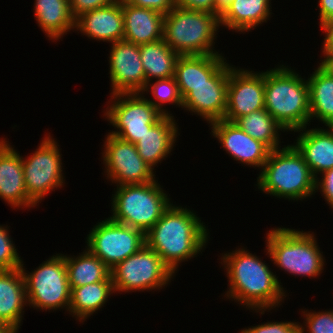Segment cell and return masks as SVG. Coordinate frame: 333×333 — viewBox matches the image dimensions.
<instances>
[{
  "label": "cell",
  "mask_w": 333,
  "mask_h": 333,
  "mask_svg": "<svg viewBox=\"0 0 333 333\" xmlns=\"http://www.w3.org/2000/svg\"><path fill=\"white\" fill-rule=\"evenodd\" d=\"M220 259L229 279V290L225 294L227 299H234L261 315L284 301L286 291L280 285L282 283L261 258L243 247L222 254Z\"/></svg>",
  "instance_id": "obj_1"
},
{
  "label": "cell",
  "mask_w": 333,
  "mask_h": 333,
  "mask_svg": "<svg viewBox=\"0 0 333 333\" xmlns=\"http://www.w3.org/2000/svg\"><path fill=\"white\" fill-rule=\"evenodd\" d=\"M205 223L196 213L173 202L145 233L146 245L154 250L175 274L179 264L197 257L208 242Z\"/></svg>",
  "instance_id": "obj_2"
},
{
  "label": "cell",
  "mask_w": 333,
  "mask_h": 333,
  "mask_svg": "<svg viewBox=\"0 0 333 333\" xmlns=\"http://www.w3.org/2000/svg\"><path fill=\"white\" fill-rule=\"evenodd\" d=\"M264 90L265 109L285 131L300 130L311 122L308 82L291 67L264 71Z\"/></svg>",
  "instance_id": "obj_3"
},
{
  "label": "cell",
  "mask_w": 333,
  "mask_h": 333,
  "mask_svg": "<svg viewBox=\"0 0 333 333\" xmlns=\"http://www.w3.org/2000/svg\"><path fill=\"white\" fill-rule=\"evenodd\" d=\"M315 179L303 155L292 144L270 151L256 186L270 196L302 201L315 194Z\"/></svg>",
  "instance_id": "obj_4"
},
{
  "label": "cell",
  "mask_w": 333,
  "mask_h": 333,
  "mask_svg": "<svg viewBox=\"0 0 333 333\" xmlns=\"http://www.w3.org/2000/svg\"><path fill=\"white\" fill-rule=\"evenodd\" d=\"M220 18L210 12L175 6L163 20V39L180 56L220 54L214 40Z\"/></svg>",
  "instance_id": "obj_5"
},
{
  "label": "cell",
  "mask_w": 333,
  "mask_h": 333,
  "mask_svg": "<svg viewBox=\"0 0 333 333\" xmlns=\"http://www.w3.org/2000/svg\"><path fill=\"white\" fill-rule=\"evenodd\" d=\"M266 235V254L281 270L310 278L324 270L325 258L313 232L277 227Z\"/></svg>",
  "instance_id": "obj_6"
},
{
  "label": "cell",
  "mask_w": 333,
  "mask_h": 333,
  "mask_svg": "<svg viewBox=\"0 0 333 333\" xmlns=\"http://www.w3.org/2000/svg\"><path fill=\"white\" fill-rule=\"evenodd\" d=\"M112 196L114 222L148 232L170 206L168 195L158 180L144 184L119 185Z\"/></svg>",
  "instance_id": "obj_7"
},
{
  "label": "cell",
  "mask_w": 333,
  "mask_h": 333,
  "mask_svg": "<svg viewBox=\"0 0 333 333\" xmlns=\"http://www.w3.org/2000/svg\"><path fill=\"white\" fill-rule=\"evenodd\" d=\"M22 263L28 306L40 310H69L71 288L68 282L64 254L51 256L32 272Z\"/></svg>",
  "instance_id": "obj_8"
},
{
  "label": "cell",
  "mask_w": 333,
  "mask_h": 333,
  "mask_svg": "<svg viewBox=\"0 0 333 333\" xmlns=\"http://www.w3.org/2000/svg\"><path fill=\"white\" fill-rule=\"evenodd\" d=\"M110 272L114 290L118 293L160 290L175 275L146 244L138 252L117 263Z\"/></svg>",
  "instance_id": "obj_9"
},
{
  "label": "cell",
  "mask_w": 333,
  "mask_h": 333,
  "mask_svg": "<svg viewBox=\"0 0 333 333\" xmlns=\"http://www.w3.org/2000/svg\"><path fill=\"white\" fill-rule=\"evenodd\" d=\"M111 99L104 115L117 130L110 134L126 142L136 144L163 116L142 93H117Z\"/></svg>",
  "instance_id": "obj_10"
},
{
  "label": "cell",
  "mask_w": 333,
  "mask_h": 333,
  "mask_svg": "<svg viewBox=\"0 0 333 333\" xmlns=\"http://www.w3.org/2000/svg\"><path fill=\"white\" fill-rule=\"evenodd\" d=\"M47 135L27 159L22 156L27 194L36 205L41 203L47 193L55 191L65 183L59 145L50 133Z\"/></svg>",
  "instance_id": "obj_11"
},
{
  "label": "cell",
  "mask_w": 333,
  "mask_h": 333,
  "mask_svg": "<svg viewBox=\"0 0 333 333\" xmlns=\"http://www.w3.org/2000/svg\"><path fill=\"white\" fill-rule=\"evenodd\" d=\"M86 239V248L109 269L146 244L142 230L114 222L109 217L93 226Z\"/></svg>",
  "instance_id": "obj_12"
},
{
  "label": "cell",
  "mask_w": 333,
  "mask_h": 333,
  "mask_svg": "<svg viewBox=\"0 0 333 333\" xmlns=\"http://www.w3.org/2000/svg\"><path fill=\"white\" fill-rule=\"evenodd\" d=\"M103 144L106 177L116 186L144 184L155 180L153 169L140 157L136 145L108 135Z\"/></svg>",
  "instance_id": "obj_13"
},
{
  "label": "cell",
  "mask_w": 333,
  "mask_h": 333,
  "mask_svg": "<svg viewBox=\"0 0 333 333\" xmlns=\"http://www.w3.org/2000/svg\"><path fill=\"white\" fill-rule=\"evenodd\" d=\"M264 72L230 68L227 87V107L224 120L237 118L265 109Z\"/></svg>",
  "instance_id": "obj_14"
},
{
  "label": "cell",
  "mask_w": 333,
  "mask_h": 333,
  "mask_svg": "<svg viewBox=\"0 0 333 333\" xmlns=\"http://www.w3.org/2000/svg\"><path fill=\"white\" fill-rule=\"evenodd\" d=\"M231 67L226 62L207 83L192 86L182 99V108L202 117L208 124L224 119Z\"/></svg>",
  "instance_id": "obj_15"
},
{
  "label": "cell",
  "mask_w": 333,
  "mask_h": 333,
  "mask_svg": "<svg viewBox=\"0 0 333 333\" xmlns=\"http://www.w3.org/2000/svg\"><path fill=\"white\" fill-rule=\"evenodd\" d=\"M111 95L142 93L146 87L140 45L120 40L111 44L109 56Z\"/></svg>",
  "instance_id": "obj_16"
},
{
  "label": "cell",
  "mask_w": 333,
  "mask_h": 333,
  "mask_svg": "<svg viewBox=\"0 0 333 333\" xmlns=\"http://www.w3.org/2000/svg\"><path fill=\"white\" fill-rule=\"evenodd\" d=\"M211 133L221 143L222 148L238 163L261 169L267 161L270 149L262 142L255 140L234 122L224 119L210 123Z\"/></svg>",
  "instance_id": "obj_17"
},
{
  "label": "cell",
  "mask_w": 333,
  "mask_h": 333,
  "mask_svg": "<svg viewBox=\"0 0 333 333\" xmlns=\"http://www.w3.org/2000/svg\"><path fill=\"white\" fill-rule=\"evenodd\" d=\"M0 198L13 209L36 206L25 187L22 156L3 138L0 139Z\"/></svg>",
  "instance_id": "obj_18"
},
{
  "label": "cell",
  "mask_w": 333,
  "mask_h": 333,
  "mask_svg": "<svg viewBox=\"0 0 333 333\" xmlns=\"http://www.w3.org/2000/svg\"><path fill=\"white\" fill-rule=\"evenodd\" d=\"M75 29L93 40L109 43L123 40L122 0L82 14L75 20Z\"/></svg>",
  "instance_id": "obj_19"
},
{
  "label": "cell",
  "mask_w": 333,
  "mask_h": 333,
  "mask_svg": "<svg viewBox=\"0 0 333 333\" xmlns=\"http://www.w3.org/2000/svg\"><path fill=\"white\" fill-rule=\"evenodd\" d=\"M304 127L293 145L303 155L315 178L333 168V127L326 129ZM318 174V175H317Z\"/></svg>",
  "instance_id": "obj_20"
},
{
  "label": "cell",
  "mask_w": 333,
  "mask_h": 333,
  "mask_svg": "<svg viewBox=\"0 0 333 333\" xmlns=\"http://www.w3.org/2000/svg\"><path fill=\"white\" fill-rule=\"evenodd\" d=\"M178 129L173 115H163L135 144L140 157L153 170L170 155L178 137Z\"/></svg>",
  "instance_id": "obj_21"
},
{
  "label": "cell",
  "mask_w": 333,
  "mask_h": 333,
  "mask_svg": "<svg viewBox=\"0 0 333 333\" xmlns=\"http://www.w3.org/2000/svg\"><path fill=\"white\" fill-rule=\"evenodd\" d=\"M27 306L26 285L21 268L0 270V321L19 329Z\"/></svg>",
  "instance_id": "obj_22"
},
{
  "label": "cell",
  "mask_w": 333,
  "mask_h": 333,
  "mask_svg": "<svg viewBox=\"0 0 333 333\" xmlns=\"http://www.w3.org/2000/svg\"><path fill=\"white\" fill-rule=\"evenodd\" d=\"M122 12L124 16L123 40L141 45L163 38V14L148 8L129 5L123 1Z\"/></svg>",
  "instance_id": "obj_23"
},
{
  "label": "cell",
  "mask_w": 333,
  "mask_h": 333,
  "mask_svg": "<svg viewBox=\"0 0 333 333\" xmlns=\"http://www.w3.org/2000/svg\"><path fill=\"white\" fill-rule=\"evenodd\" d=\"M226 61L221 54L180 56L174 79L182 99L191 91L192 86L207 83Z\"/></svg>",
  "instance_id": "obj_24"
},
{
  "label": "cell",
  "mask_w": 333,
  "mask_h": 333,
  "mask_svg": "<svg viewBox=\"0 0 333 333\" xmlns=\"http://www.w3.org/2000/svg\"><path fill=\"white\" fill-rule=\"evenodd\" d=\"M270 4L271 0H233L220 15V26L235 32L251 31L268 21L272 14Z\"/></svg>",
  "instance_id": "obj_25"
},
{
  "label": "cell",
  "mask_w": 333,
  "mask_h": 333,
  "mask_svg": "<svg viewBox=\"0 0 333 333\" xmlns=\"http://www.w3.org/2000/svg\"><path fill=\"white\" fill-rule=\"evenodd\" d=\"M34 15L38 26L51 40H59L75 30V19L70 11L69 0H35Z\"/></svg>",
  "instance_id": "obj_26"
},
{
  "label": "cell",
  "mask_w": 333,
  "mask_h": 333,
  "mask_svg": "<svg viewBox=\"0 0 333 333\" xmlns=\"http://www.w3.org/2000/svg\"><path fill=\"white\" fill-rule=\"evenodd\" d=\"M115 293L112 281H100L71 288L69 313L80 323L104 307L110 295Z\"/></svg>",
  "instance_id": "obj_27"
},
{
  "label": "cell",
  "mask_w": 333,
  "mask_h": 333,
  "mask_svg": "<svg viewBox=\"0 0 333 333\" xmlns=\"http://www.w3.org/2000/svg\"><path fill=\"white\" fill-rule=\"evenodd\" d=\"M180 57L164 41L160 39L155 42L140 45V58L144 68L146 85L153 79H164L174 77L176 63Z\"/></svg>",
  "instance_id": "obj_28"
},
{
  "label": "cell",
  "mask_w": 333,
  "mask_h": 333,
  "mask_svg": "<svg viewBox=\"0 0 333 333\" xmlns=\"http://www.w3.org/2000/svg\"><path fill=\"white\" fill-rule=\"evenodd\" d=\"M70 288L112 281L110 269L87 248L79 256L64 255Z\"/></svg>",
  "instance_id": "obj_29"
},
{
  "label": "cell",
  "mask_w": 333,
  "mask_h": 333,
  "mask_svg": "<svg viewBox=\"0 0 333 333\" xmlns=\"http://www.w3.org/2000/svg\"><path fill=\"white\" fill-rule=\"evenodd\" d=\"M310 99V120L316 117L326 127H333V77L319 67L307 79Z\"/></svg>",
  "instance_id": "obj_30"
},
{
  "label": "cell",
  "mask_w": 333,
  "mask_h": 333,
  "mask_svg": "<svg viewBox=\"0 0 333 333\" xmlns=\"http://www.w3.org/2000/svg\"><path fill=\"white\" fill-rule=\"evenodd\" d=\"M234 123L252 138L264 143L271 151L280 148L279 133L280 131L285 132V129L266 109L239 117Z\"/></svg>",
  "instance_id": "obj_31"
},
{
  "label": "cell",
  "mask_w": 333,
  "mask_h": 333,
  "mask_svg": "<svg viewBox=\"0 0 333 333\" xmlns=\"http://www.w3.org/2000/svg\"><path fill=\"white\" fill-rule=\"evenodd\" d=\"M151 84L152 83H147L142 94H145V91L151 92L155 100L149 99L148 101L152 103L163 115H172L170 112L168 113L166 108L164 109L162 107L166 103L182 107V97L174 77L158 79L155 80V83Z\"/></svg>",
  "instance_id": "obj_32"
},
{
  "label": "cell",
  "mask_w": 333,
  "mask_h": 333,
  "mask_svg": "<svg viewBox=\"0 0 333 333\" xmlns=\"http://www.w3.org/2000/svg\"><path fill=\"white\" fill-rule=\"evenodd\" d=\"M8 228V226L0 225V270L18 269L23 263L9 236Z\"/></svg>",
  "instance_id": "obj_33"
},
{
  "label": "cell",
  "mask_w": 333,
  "mask_h": 333,
  "mask_svg": "<svg viewBox=\"0 0 333 333\" xmlns=\"http://www.w3.org/2000/svg\"><path fill=\"white\" fill-rule=\"evenodd\" d=\"M304 315L305 328L301 325V333H333V309L321 312L301 311ZM306 312V313H305ZM307 328V329H306Z\"/></svg>",
  "instance_id": "obj_34"
},
{
  "label": "cell",
  "mask_w": 333,
  "mask_h": 333,
  "mask_svg": "<svg viewBox=\"0 0 333 333\" xmlns=\"http://www.w3.org/2000/svg\"><path fill=\"white\" fill-rule=\"evenodd\" d=\"M300 322H267L244 328L240 333H301Z\"/></svg>",
  "instance_id": "obj_35"
},
{
  "label": "cell",
  "mask_w": 333,
  "mask_h": 333,
  "mask_svg": "<svg viewBox=\"0 0 333 333\" xmlns=\"http://www.w3.org/2000/svg\"><path fill=\"white\" fill-rule=\"evenodd\" d=\"M119 1L121 0H69L70 11L75 20L86 12L106 7Z\"/></svg>",
  "instance_id": "obj_36"
},
{
  "label": "cell",
  "mask_w": 333,
  "mask_h": 333,
  "mask_svg": "<svg viewBox=\"0 0 333 333\" xmlns=\"http://www.w3.org/2000/svg\"><path fill=\"white\" fill-rule=\"evenodd\" d=\"M124 3L137 7L148 8L167 15L175 6V0H122Z\"/></svg>",
  "instance_id": "obj_37"
},
{
  "label": "cell",
  "mask_w": 333,
  "mask_h": 333,
  "mask_svg": "<svg viewBox=\"0 0 333 333\" xmlns=\"http://www.w3.org/2000/svg\"><path fill=\"white\" fill-rule=\"evenodd\" d=\"M322 177L315 179V191L320 190L327 204L333 209V168L323 172Z\"/></svg>",
  "instance_id": "obj_38"
},
{
  "label": "cell",
  "mask_w": 333,
  "mask_h": 333,
  "mask_svg": "<svg viewBox=\"0 0 333 333\" xmlns=\"http://www.w3.org/2000/svg\"><path fill=\"white\" fill-rule=\"evenodd\" d=\"M175 3L179 8L205 11L216 15L215 0H175Z\"/></svg>",
  "instance_id": "obj_39"
},
{
  "label": "cell",
  "mask_w": 333,
  "mask_h": 333,
  "mask_svg": "<svg viewBox=\"0 0 333 333\" xmlns=\"http://www.w3.org/2000/svg\"><path fill=\"white\" fill-rule=\"evenodd\" d=\"M320 26L325 34L322 52H333V18L320 23Z\"/></svg>",
  "instance_id": "obj_40"
},
{
  "label": "cell",
  "mask_w": 333,
  "mask_h": 333,
  "mask_svg": "<svg viewBox=\"0 0 333 333\" xmlns=\"http://www.w3.org/2000/svg\"><path fill=\"white\" fill-rule=\"evenodd\" d=\"M319 19L320 23L333 18V0H319Z\"/></svg>",
  "instance_id": "obj_41"
},
{
  "label": "cell",
  "mask_w": 333,
  "mask_h": 333,
  "mask_svg": "<svg viewBox=\"0 0 333 333\" xmlns=\"http://www.w3.org/2000/svg\"><path fill=\"white\" fill-rule=\"evenodd\" d=\"M324 60L319 63V68L327 75L333 77V52H323Z\"/></svg>",
  "instance_id": "obj_42"
},
{
  "label": "cell",
  "mask_w": 333,
  "mask_h": 333,
  "mask_svg": "<svg viewBox=\"0 0 333 333\" xmlns=\"http://www.w3.org/2000/svg\"><path fill=\"white\" fill-rule=\"evenodd\" d=\"M233 0H215L216 15L220 18V15L226 10Z\"/></svg>",
  "instance_id": "obj_43"
},
{
  "label": "cell",
  "mask_w": 333,
  "mask_h": 333,
  "mask_svg": "<svg viewBox=\"0 0 333 333\" xmlns=\"http://www.w3.org/2000/svg\"><path fill=\"white\" fill-rule=\"evenodd\" d=\"M18 328L16 327H6L1 333H17Z\"/></svg>",
  "instance_id": "obj_44"
},
{
  "label": "cell",
  "mask_w": 333,
  "mask_h": 333,
  "mask_svg": "<svg viewBox=\"0 0 333 333\" xmlns=\"http://www.w3.org/2000/svg\"><path fill=\"white\" fill-rule=\"evenodd\" d=\"M6 328V326L0 321V333Z\"/></svg>",
  "instance_id": "obj_45"
}]
</instances>
